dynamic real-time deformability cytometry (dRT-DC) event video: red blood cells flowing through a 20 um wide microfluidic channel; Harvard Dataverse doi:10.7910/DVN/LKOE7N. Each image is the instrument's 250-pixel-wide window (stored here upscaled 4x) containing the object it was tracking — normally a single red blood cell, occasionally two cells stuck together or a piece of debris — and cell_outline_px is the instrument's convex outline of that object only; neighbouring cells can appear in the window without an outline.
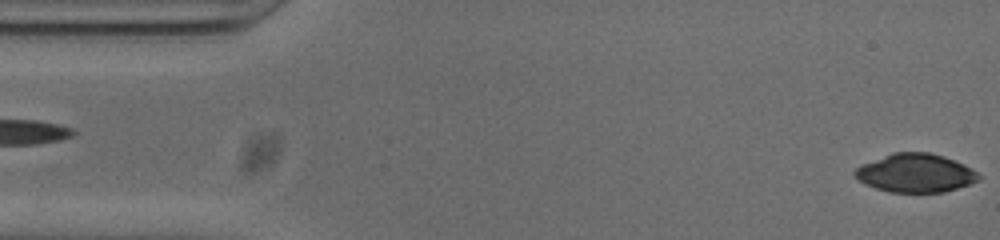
{"species": "common noctule bat (a hibernating species)", "species_latin": "Nyctalus noctula", "temperature_condition": "cold", "stored_images_in_passage": 52, "camera_frame_rate_fps": 3000, "um_per_image_px": 0.085, "animal": {"sex": "male", "body_mass_g": 20.0, "forearm_length_mm": 53.3}, "frame": {"image": 1, "passage_image": 1, "time_ms": 0.0, "image_size_px": [1000, 240], "cell_outline_px": [[980, 180], [944, 192], [888, 192], [876, 188], [852, 176], [852, 172], [856, 168], [864, 164], [892, 152], [928, 152], [944, 156], [964, 164], [976, 172], [980, 176]], "centroid_in_image_um": [77.81, 14.7], "position_along_channel_um": 7.2, "area_um2": 27.57}}
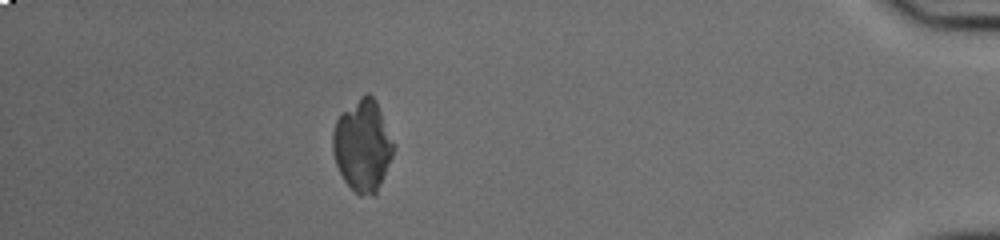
{"frame": {"image": 2, "passage_image": 46, "time_ms": 15.0, "image_size_px": [1000, 240], "cell_outline_px": [[396, 144], [392, 156], [376, 196], [360, 196], [344, 180], [336, 164], [332, 152], [332, 132], [336, 120], [360, 96], [368, 92], [376, 100]], "centroid_in_image_um": [30.84, 12.39], "position_along_channel_um": 404.4, "area_um2": 32.6}}